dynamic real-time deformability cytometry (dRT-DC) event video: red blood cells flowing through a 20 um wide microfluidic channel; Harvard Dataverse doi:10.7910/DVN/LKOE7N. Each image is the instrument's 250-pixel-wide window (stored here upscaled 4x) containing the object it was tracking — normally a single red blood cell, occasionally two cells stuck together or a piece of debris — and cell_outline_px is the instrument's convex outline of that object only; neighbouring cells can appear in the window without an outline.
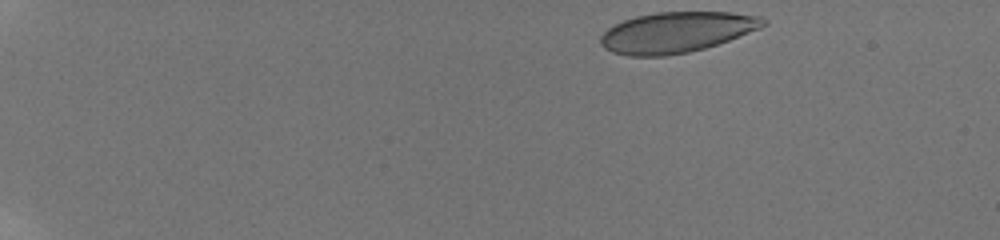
{"species": "human", "species_latin": "Homo sapiens", "temperature_condition": "room temperature", "stored_images_in_passage": 48, "camera_frame_rate_fps": 3000, "um_per_image_px": 0.085, "donor": {"sex": "male"}, "frame": {"image": 1, "passage_image": 1, "time_ms": 0.0, "image_size_px": [1000, 240], "cell_outline_px": [[768, 24], [760, 28], [728, 40], [704, 48], [688, 52], [664, 56], [628, 56], [612, 52], [604, 48], [600, 44], [600, 36], [608, 28], [624, 20], [636, 16], [656, 12], [732, 12], [760, 16], [768, 20]], "centroid_in_image_um": [57.5, 2.74], "position_along_channel_um": 27.5, "area_um2": 38.49}}
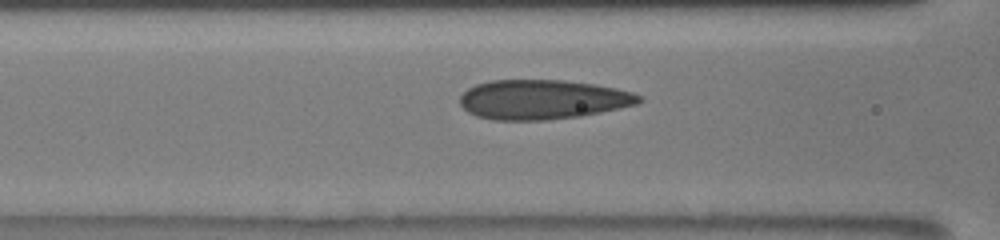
{"frame": {"image": 2, "passage_image": 19, "time_ms": 6.0, "image_size_px": [1000, 240], "cell_outline_px": [[644, 100], [636, 104], [600, 112], [580, 116], [548, 120], [496, 120], [476, 116], [468, 112], [460, 104], [460, 96], [468, 88], [476, 84], [492, 80], [564, 80], [596, 84], [616, 88], [632, 92], [640, 96]], "centroid_in_image_um": [46.11, 8.45], "position_along_channel_um": 120.5, "area_um2": 41.27}}
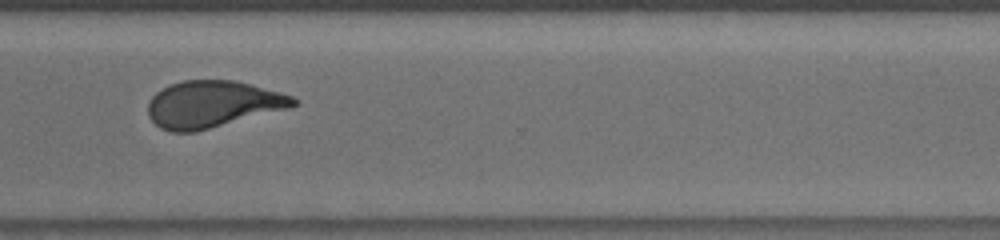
{"frame": {"image": 3, "passage_image": 37, "time_ms": 12.0, "image_size_px": [1000, 240], "cell_outline_px": [[300, 104], [292, 108], [196, 132], [172, 132], [160, 128], [148, 116], [148, 100], [156, 92], [172, 84], [184, 80], [232, 80], [280, 92], [292, 96], [300, 100]], "centroid_in_image_um": [18.11, 8.87], "position_along_channel_um": 352.5, "area_um2": 39.88}, "authors_computed_cell_mechanics": {"area_um2": 39.8242, "velocity_mm_per_s": 3.8727, "shape_relaxation_time_tau1_ms": 9.8756, "shape_relaxation_time_tau2_ms": 0.9249, "deformation_change_tau1": 0.2488, "deformation_change_tau2": 0.0727}}